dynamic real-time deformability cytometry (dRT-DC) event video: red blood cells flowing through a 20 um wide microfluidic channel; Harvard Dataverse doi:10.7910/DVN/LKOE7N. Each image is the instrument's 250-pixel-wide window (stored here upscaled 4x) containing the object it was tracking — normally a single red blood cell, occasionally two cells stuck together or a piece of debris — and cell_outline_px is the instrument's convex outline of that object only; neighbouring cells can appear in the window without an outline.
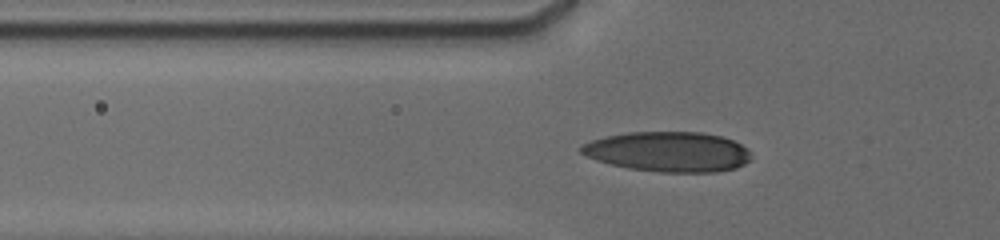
{"species": "human", "species_latin": "Homo sapiens", "temperature_condition": "cold", "stored_images_in_passage": 44, "camera_frame_rate_fps": 3000, "um_per_image_px": 0.085, "donor": {"sex": "male"}, "frame": {"image": 1, "passage_image": 43, "time_ms": 6.333, "image_size_px": [1000, 240], "cell_outline_px": [[752, 160], [736, 168], [716, 172], [660, 172], [628, 168], [596, 160], [580, 152], [580, 144], [592, 140], [608, 136], [628, 132], [700, 132], [720, 136], [732, 140], [748, 148], [752, 156]], "centroid_in_image_um": [56.83, 12.9], "position_along_channel_um": 69.0, "area_um2": 39.71}}